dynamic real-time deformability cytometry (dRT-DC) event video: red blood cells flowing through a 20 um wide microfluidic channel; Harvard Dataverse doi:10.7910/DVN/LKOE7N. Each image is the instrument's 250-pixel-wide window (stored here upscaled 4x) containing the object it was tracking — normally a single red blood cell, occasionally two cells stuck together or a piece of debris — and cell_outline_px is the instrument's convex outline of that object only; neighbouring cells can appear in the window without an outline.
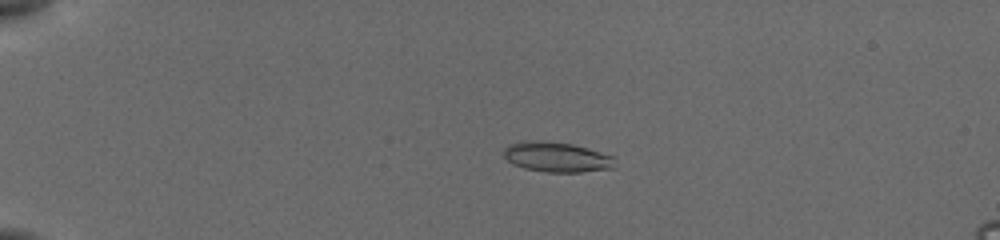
{"species": "common noctule bat (a hibernating species)", "species_latin": "Nyctalus noctula", "temperature_condition": "cold", "stored_images_in_passage": 44, "camera_frame_rate_fps": 3000, "um_per_image_px": 0.085, "animal": {"sex": "female", "body_mass_g": 19.5, "forearm_length_mm": 54.1}, "frame": {"image": 1, "passage_image": 12, "time_ms": 4.333, "image_size_px": [1000, 240], "cell_outline_px": [[616, 168], [580, 172], [544, 172], [524, 168], [512, 164], [504, 156], [504, 148], [508, 144], [520, 140], [532, 140], [572, 144], [588, 148], [612, 156]], "centroid_in_image_um": [47.29, 13.35], "position_along_channel_um": 37.7, "area_um2": 19.54}}
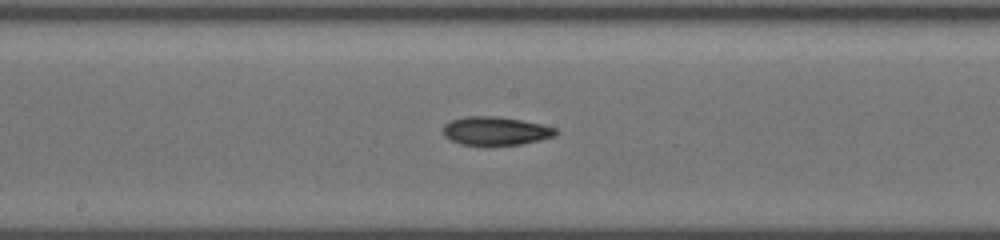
{"frame": {"image": 2, "passage_image": 27, "time_ms": 10.333, "image_size_px": [1000, 240], "cell_outline_px": [[560, 132], [556, 136], [540, 140], [520, 144], [484, 148], [460, 144], [448, 140], [440, 132], [444, 124], [448, 120], [464, 116], [496, 116], [544, 124], [556, 128]], "centroid_in_image_um": [42.06, 11.16], "position_along_channel_um": 206.1, "area_um2": 19.83}}
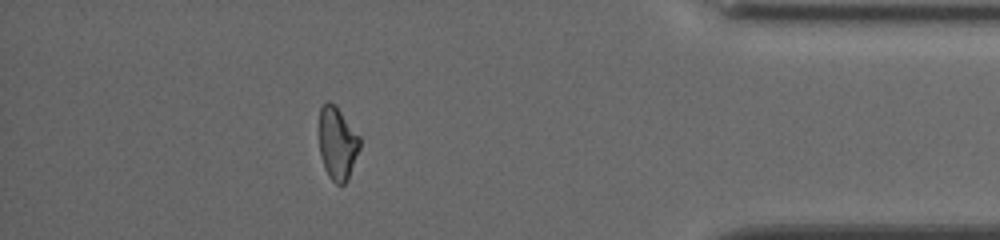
{"frame": {"image": 3, "passage_image": 40, "time_ms": 16.333, "image_size_px": [1000, 240], "cell_outline_px": [[360, 148], [348, 180], [344, 184], [336, 184], [328, 176], [324, 168], [320, 156], [320, 108], [328, 100], [336, 104], [360, 136]], "centroid_in_image_um": [28.69, 12.18], "position_along_channel_um": 406.5, "area_um2": 17.46}, "authors_computed_cell_mechanics": {"area_um2": 18.3515, "velocity_mm_per_s": 3.8761, "shape_relaxation_time_tau1_ms": 7.3999, "shape_relaxation_time_tau2_ms": 4.1968, "deformation_change_tau1": 0.1935, "deformation_change_tau2": 0.121}}